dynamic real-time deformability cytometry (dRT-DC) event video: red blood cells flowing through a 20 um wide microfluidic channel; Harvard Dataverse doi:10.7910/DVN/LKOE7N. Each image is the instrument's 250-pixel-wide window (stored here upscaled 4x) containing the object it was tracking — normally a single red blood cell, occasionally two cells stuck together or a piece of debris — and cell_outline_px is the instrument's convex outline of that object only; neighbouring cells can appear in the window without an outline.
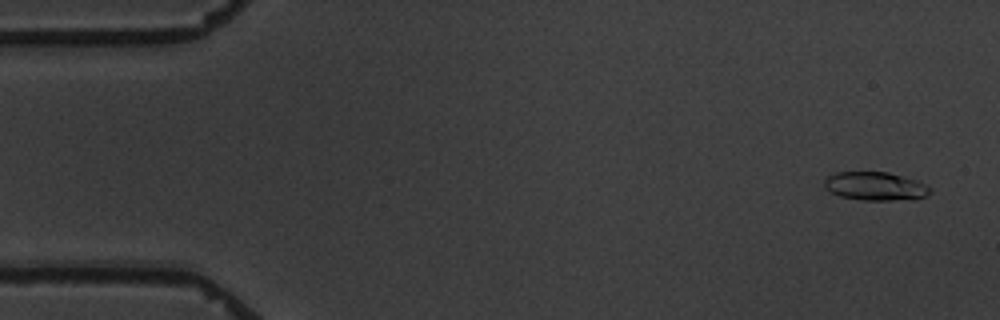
{"species": "common noctule bat (a hibernating species)", "species_latin": "Nyctalus noctula", "temperature_condition": "warm", "stored_images_in_passage": 7, "camera_frame_rate_fps": 3000, "um_per_image_px": 0.085, "animal": {"sex": "male", "body_mass_g": 19.5, "forearm_length_mm": 54.6}, "frame": {"image": 1, "passage_image": 1, "time_ms": 0.0, "image_size_px": [1000, 320], "cell_outline_px": [[932, 192], [916, 200], [860, 200], [840, 196], [824, 188], [824, 180], [828, 176], [836, 172], [888, 172], [916, 180], [932, 188]], "centroid_in_image_um": [74.42, 15.84], "position_along_channel_um": 10.6, "area_um2": 17.69}}
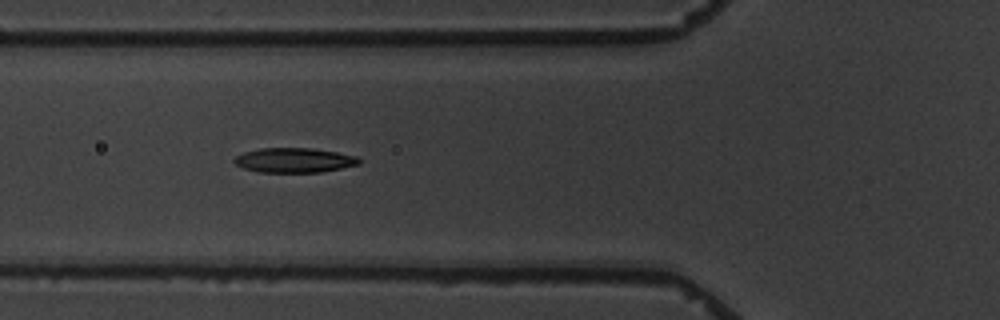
{"frame": {"image": 2, "passage_image": 6, "time_ms": 6.0, "image_size_px": [1000, 320], "cell_outline_px": [[360, 164], [320, 172], [256, 172], [244, 168], [236, 164], [232, 160], [236, 156], [244, 152], [260, 148], [312, 148], [336, 152], [356, 156], [360, 160]], "centroid_in_image_um": [24.98, 13.62], "position_along_channel_um": 100.8, "area_um2": 17.86}}
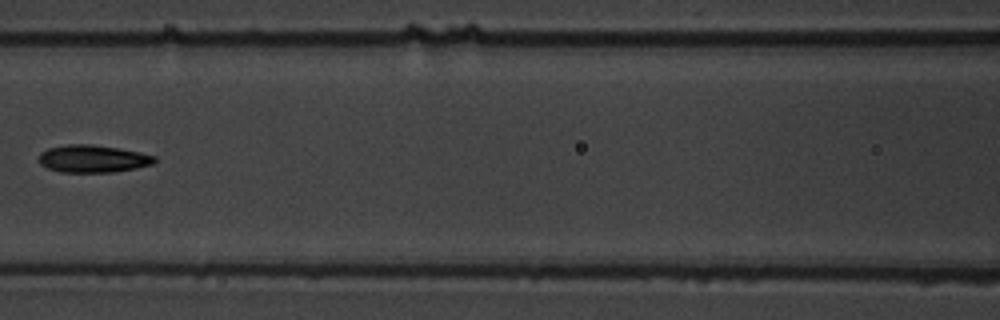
{"frame": {"image": 3, "passage_image": 7, "time_ms": 7.667, "image_size_px": [1000, 320], "cell_outline_px": [[156, 160], [152, 164], [112, 172], [60, 172], [48, 168], [40, 164], [40, 152], [48, 148], [68, 144], [88, 144], [116, 148], [140, 152], [156, 156]], "centroid_in_image_um": [7.87, 13.49], "position_along_channel_um": 158.7, "area_um2": 18.26}}